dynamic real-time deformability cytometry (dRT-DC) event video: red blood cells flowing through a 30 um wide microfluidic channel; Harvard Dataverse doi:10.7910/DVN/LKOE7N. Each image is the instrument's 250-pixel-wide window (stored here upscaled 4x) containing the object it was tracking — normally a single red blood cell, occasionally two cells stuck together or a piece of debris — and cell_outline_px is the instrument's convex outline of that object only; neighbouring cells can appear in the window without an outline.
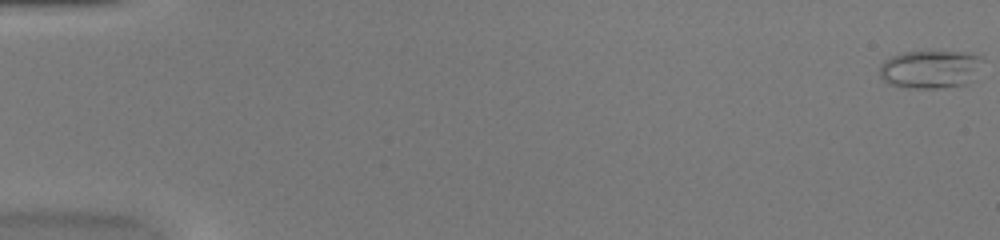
{"species": "common noctule bat (a hibernating species)", "species_latin": "Nyctalus noctula", "temperature_condition": "warm", "stored_images_in_passage": 53, "camera_frame_rate_fps": 3000, "um_per_image_px": 0.085, "animal": {"sex": "female", "body_mass_g": 20.0, "forearm_length_mm": 54.0}, "frame": {"image": 1, "passage_image": 1, "time_ms": 0.0, "image_size_px": [1000, 240], "cell_outline_px": [[984, 60], [968, 84], [940, 88], [904, 88], [888, 84], [880, 76], [880, 64], [884, 60], [892, 56], [904, 52], [924, 48], [968, 52], [980, 56]], "centroid_in_image_um": [79.06, 5.83], "position_along_channel_um": 5.9, "area_um2": 23.87}}
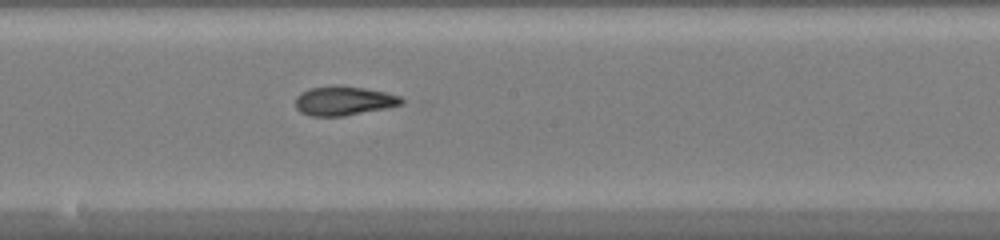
{"frame": {"image": 2, "passage_image": 30, "time_ms": 9.667, "image_size_px": [1000, 240], "cell_outline_px": [[404, 104], [344, 116], [312, 116], [300, 112], [296, 108], [296, 96], [300, 92], [308, 88], [336, 84], [364, 88], [384, 92], [400, 96], [404, 100]], "centroid_in_image_um": [29.18, 8.55], "position_along_channel_um": 219.0, "area_um2": 18.15}}
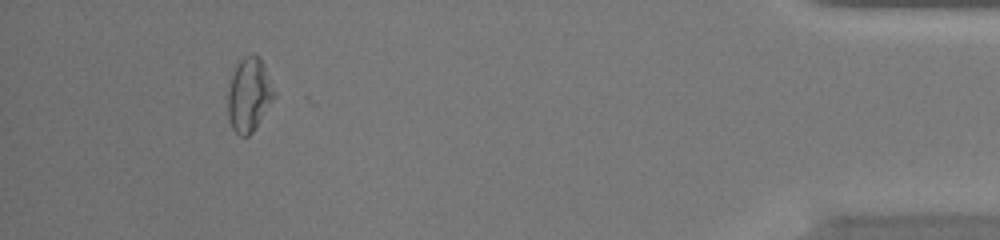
{"frame": {"image": 3, "passage_image": 49, "time_ms": 16.0, "image_size_px": [1000, 240], "cell_outline_px": [[276, 96], [252, 132], [248, 136], [240, 136], [232, 128], [228, 120], [228, 84], [232, 72], [236, 64], [244, 56], [252, 52], [260, 56], [276, 92]], "centroid_in_image_um": [21.16, 8.01], "position_along_channel_um": 414.0, "area_um2": 20.23}, "authors_computed_cell_mechanics": {"area_um2": 18.8428, "velocity_mm_per_s": 4.0352, "shape_relaxation_time_tau1_ms": 7.4694, "shape_relaxation_time_tau2_ms": 3.1992, "deformation_change_tau1": 0.2091, "deformation_change_tau2": 0.1268}}